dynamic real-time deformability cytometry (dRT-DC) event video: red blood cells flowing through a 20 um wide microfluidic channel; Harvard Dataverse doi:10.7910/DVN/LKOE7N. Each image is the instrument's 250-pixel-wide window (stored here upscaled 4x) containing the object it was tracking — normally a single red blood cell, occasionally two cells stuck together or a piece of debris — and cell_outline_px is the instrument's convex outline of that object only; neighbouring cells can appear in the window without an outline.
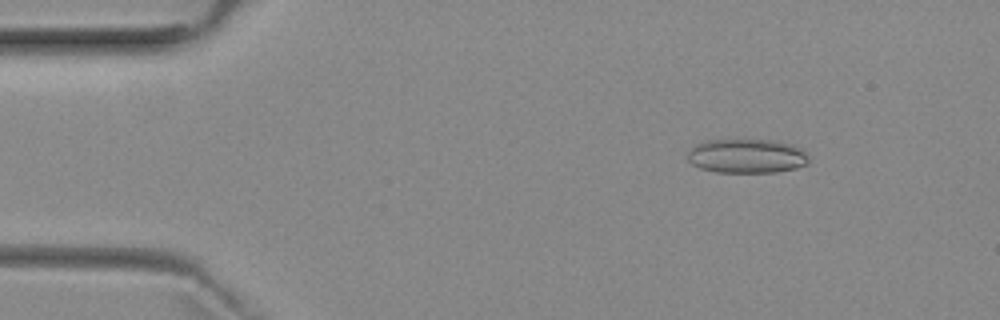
{"species": "common noctule bat (a hibernating species)", "species_latin": "Nyctalus noctula", "temperature_condition": "room temperature", "stored_images_in_passage": 5, "camera_frame_rate_fps": 3000, "um_per_image_px": 0.085, "animal": {"sex": "female", "body_mass_g": 29.2, "forearm_length_mm": 56.3}, "frame": {"image": 1, "passage_image": 2, "time_ms": 1.333, "image_size_px": [1000, 320], "cell_outline_px": [[808, 164], [796, 168], [776, 172], [716, 172], [700, 168], [692, 164], [688, 160], [688, 152], [696, 144], [708, 140], [772, 140], [792, 144], [808, 152]], "centroid_in_image_um": [63.51, 13.26], "position_along_channel_um": 21.5, "area_um2": 24.22}}